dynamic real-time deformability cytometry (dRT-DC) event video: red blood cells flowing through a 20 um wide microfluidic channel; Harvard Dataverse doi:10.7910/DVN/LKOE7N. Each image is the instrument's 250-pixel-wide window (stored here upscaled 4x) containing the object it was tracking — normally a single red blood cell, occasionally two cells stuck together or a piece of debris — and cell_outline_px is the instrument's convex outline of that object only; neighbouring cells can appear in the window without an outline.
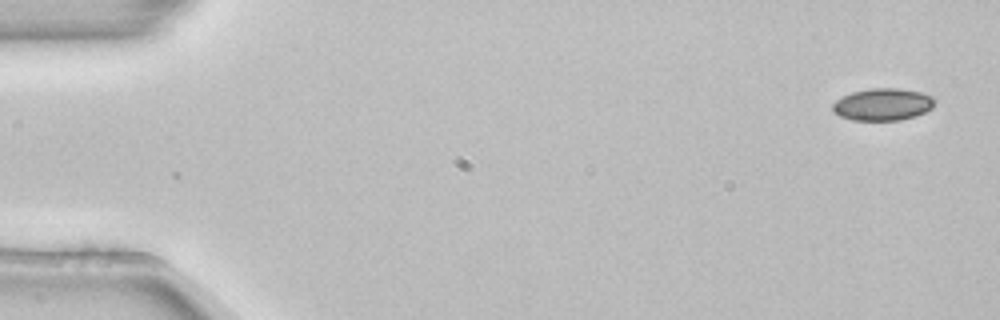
{"species": "common noctule bat (a hibernating species)", "species_latin": "Nyctalus noctula", "temperature_condition": "room temperature", "stored_images_in_passage": 3, "segment_of_instrument_passage": [2, 2], "camera_frame_rate_fps": 3000, "um_per_image_px": 0.085, "animal": {"sex": "female", "body_mass_g": 22.7, "forearm_length_mm": 54.2}, "frame": {"image": 1, "passage_image": 3, "time_ms": 0.667, "image_size_px": [1000, 320], "cell_outline_px": [[936, 100], [932, 108], [916, 116], [900, 120], [852, 120], [840, 116], [832, 112], [832, 104], [836, 100], [852, 92], [872, 88], [900, 88], [920, 92], [932, 96]], "centroid_in_image_um": [75.04, 8.88], "position_along_channel_um": 10.0, "area_um2": 19.19}}